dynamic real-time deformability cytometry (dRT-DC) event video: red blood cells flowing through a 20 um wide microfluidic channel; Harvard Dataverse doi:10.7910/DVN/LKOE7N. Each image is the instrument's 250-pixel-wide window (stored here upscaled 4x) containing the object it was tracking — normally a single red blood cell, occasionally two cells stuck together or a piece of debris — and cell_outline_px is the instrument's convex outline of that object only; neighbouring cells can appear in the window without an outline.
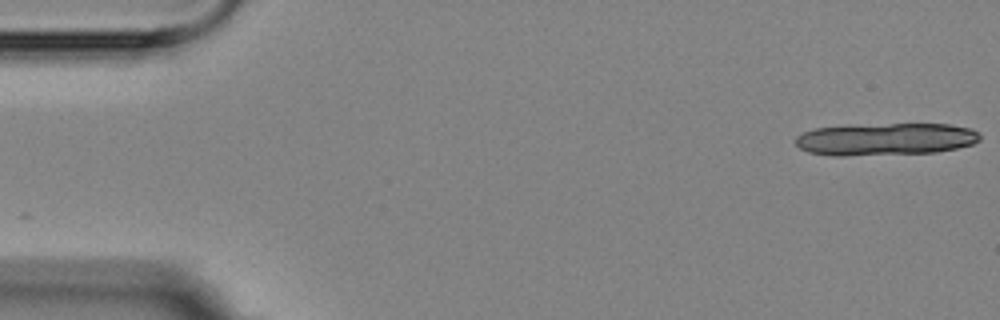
{"species": "Egyptian fruit bat (a non-hibernating species)", "species_latin": "Rousettus aegyptiacus", "temperature_condition": "room temperature", "stored_images_in_passage": 13, "segment_of_instrument_passage": [1, 2], "camera_frame_rate_fps": 3000, "um_per_image_px": 0.085, "animal": {"sex": "female"}, "frame": {"image": 1, "passage_image": 1, "time_ms": 0.0, "image_size_px": [1000, 320], "cell_outline_px": [[980, 140], [972, 144], [956, 148], [936, 152], [844, 156], [832, 156], [808, 152], [800, 148], [792, 140], [796, 136], [804, 132], [816, 128], [892, 124], [948, 124], [972, 128], [980, 136]], "centroid_in_image_um": [75.26, 11.84], "position_along_channel_um": 9.7, "area_um2": 34.51}}